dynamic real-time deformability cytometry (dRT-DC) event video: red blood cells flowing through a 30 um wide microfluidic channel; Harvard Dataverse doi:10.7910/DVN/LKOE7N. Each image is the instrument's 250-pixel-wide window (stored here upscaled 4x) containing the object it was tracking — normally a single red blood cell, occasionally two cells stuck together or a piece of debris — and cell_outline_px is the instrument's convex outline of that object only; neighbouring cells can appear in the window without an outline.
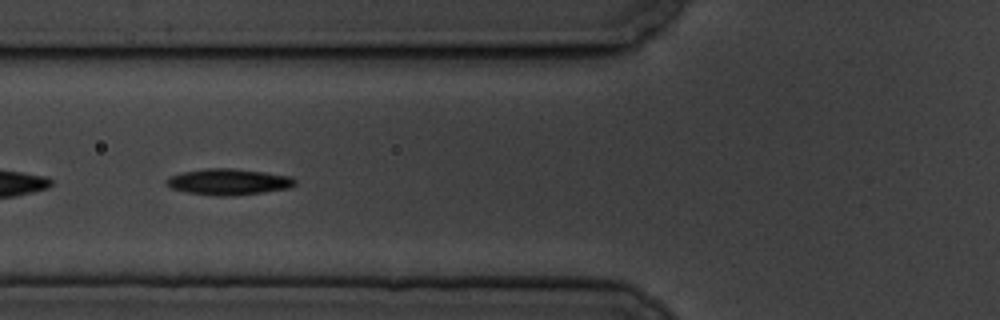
{"species": "common noctule bat (a hibernating species)", "species_latin": "Nyctalus noctula", "temperature_condition": "cold", "stored_images_in_passage": 11, "camera_frame_rate_fps": 3000, "um_per_image_px": 0.085, "animal": {"sex": "male", "body_mass_g": 19.5, "forearm_length_mm": 54.6}, "frame": {"image": 1, "passage_image": 8, "time_ms": 9.0, "image_size_px": [1000, 320], "cell_outline_px": [[296, 184], [288, 188], [264, 192], [228, 196], [216, 196], [184, 192], [172, 188], [164, 184], [164, 180], [172, 176], [184, 172], [208, 168], [232, 168], [264, 172], [292, 176], [296, 180]], "centroid_in_image_um": [19.42, 15.46], "position_along_channel_um": 106.4, "area_um2": 19.59}}
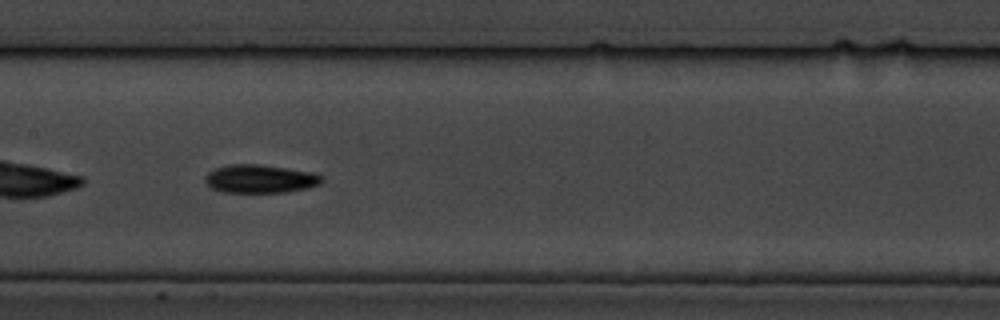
{"frame": {"image": 2, "passage_image": 10, "time_ms": 11.333, "image_size_px": [1000, 320], "cell_outline_px": [[324, 180], [320, 184], [304, 188], [284, 192], [224, 192], [212, 188], [204, 180], [204, 176], [208, 172], [216, 168], [228, 164], [256, 164], [312, 172], [320, 176]], "centroid_in_image_um": [22.06, 15.19], "position_along_channel_um": 185.3, "area_um2": 18.96}}